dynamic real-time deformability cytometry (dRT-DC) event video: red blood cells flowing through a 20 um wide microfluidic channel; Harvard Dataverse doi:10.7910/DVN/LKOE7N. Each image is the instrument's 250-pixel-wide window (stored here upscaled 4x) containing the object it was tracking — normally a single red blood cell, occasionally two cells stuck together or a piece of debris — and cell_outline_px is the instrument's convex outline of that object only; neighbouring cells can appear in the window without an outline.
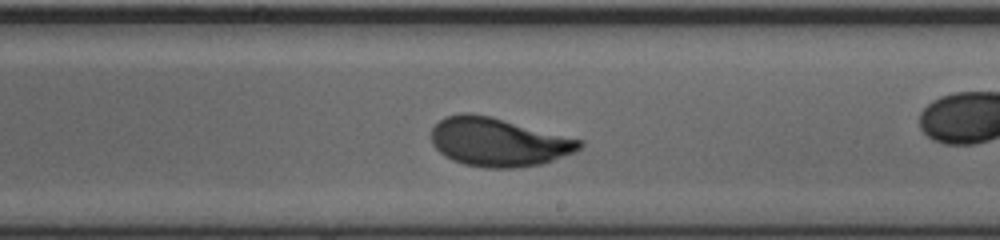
{"species": "human", "species_latin": "Homo sapiens", "temperature_condition": "cold", "stored_images_in_passage": 31, "camera_frame_rate_fps": 3000, "um_per_image_px": 0.085, "donor": {"sex": "male"}, "frame": {"image": 1, "passage_image": 18, "time_ms": 5.667, "image_size_px": [1000, 240], "cell_outline_px": [[584, 144], [576, 152], [540, 164], [516, 168], [484, 168], [464, 164], [452, 160], [444, 156], [432, 144], [432, 128], [444, 116], [460, 112], [468, 112], [492, 116], [584, 140]], "centroid_in_image_um": [42.36, 12.06], "position_along_channel_um": 246.6, "area_um2": 42.37}, "authors_computed_cell_mechanics": {"area_um2": 41.2692, "velocity_mm_per_s": 4.0635, "shape_relaxation_time_tau1_ms": 2.38, "shape_relaxation_time_tau2_ms": null, "deformation_change_tau1": 0.1462, "deformation_change_tau2": null}}